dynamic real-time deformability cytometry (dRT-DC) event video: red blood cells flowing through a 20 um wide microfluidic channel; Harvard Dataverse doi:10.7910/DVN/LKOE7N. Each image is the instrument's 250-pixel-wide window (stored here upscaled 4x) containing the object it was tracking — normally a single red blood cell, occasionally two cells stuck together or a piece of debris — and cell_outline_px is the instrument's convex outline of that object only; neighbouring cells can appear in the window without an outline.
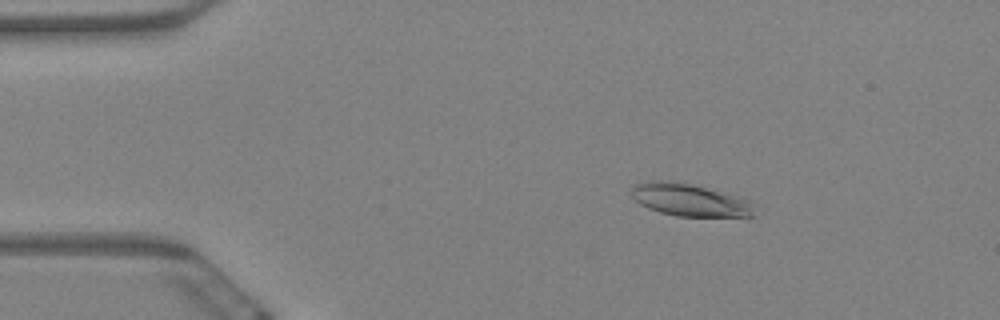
{"species": "Egyptian fruit bat (a non-hibernating species)", "species_latin": "Rousettus aegyptiacus", "temperature_condition": "warm", "stored_images_in_passage": 5, "camera_frame_rate_fps": 3000, "um_per_image_px": 0.085, "animal": {"sex": "female"}, "frame": {"image": 1, "passage_image": 3, "time_ms": 0.667, "image_size_px": [1000, 320], "cell_outline_px": [[756, 204], [752, 216], [676, 216], [660, 212], [648, 208], [640, 204], [628, 192], [636, 184], [652, 180], [668, 180], [716, 188], [744, 196], [752, 200]], "centroid_in_image_um": [58.71, 16.97], "position_along_channel_um": 26.3, "area_um2": 24.04}}